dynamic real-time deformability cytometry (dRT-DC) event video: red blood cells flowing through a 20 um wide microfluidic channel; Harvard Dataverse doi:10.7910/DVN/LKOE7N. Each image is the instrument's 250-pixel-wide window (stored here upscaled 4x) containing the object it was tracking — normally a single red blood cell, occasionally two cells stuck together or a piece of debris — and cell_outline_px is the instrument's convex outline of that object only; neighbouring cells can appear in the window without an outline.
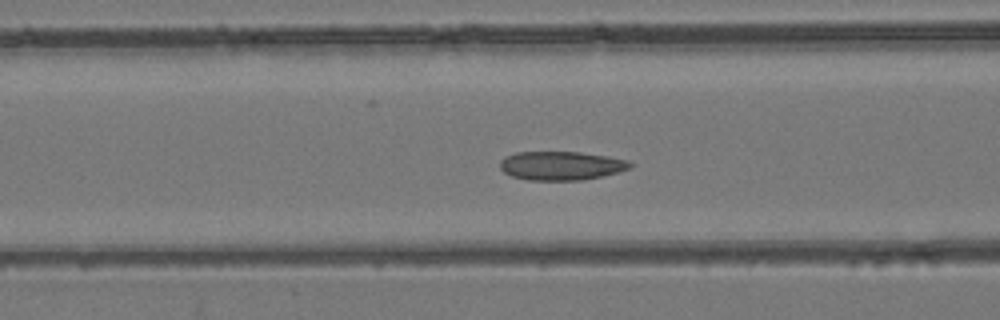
{"species": "common noctule bat (a hibernating species)", "species_latin": "Nyctalus noctula", "temperature_condition": "room temperature", "stored_images_in_passage": 43, "camera_frame_rate_fps": 3000, "um_per_image_px": 0.085, "animal": {"sex": "female", "body_mass_g": 24.6, "forearm_length_mm": 56.2}, "frame": {"image": 1, "passage_image": 11, "time_ms": 3.333, "image_size_px": [1000, 320], "cell_outline_px": [[632, 168], [620, 172], [580, 180], [528, 180], [512, 176], [504, 172], [500, 168], [500, 160], [504, 156], [516, 152], [580, 152], [608, 156], [628, 160], [632, 164]], "centroid_in_image_um": [47.7, 14.08], "position_along_channel_um": 118.9, "area_um2": 21.91}}
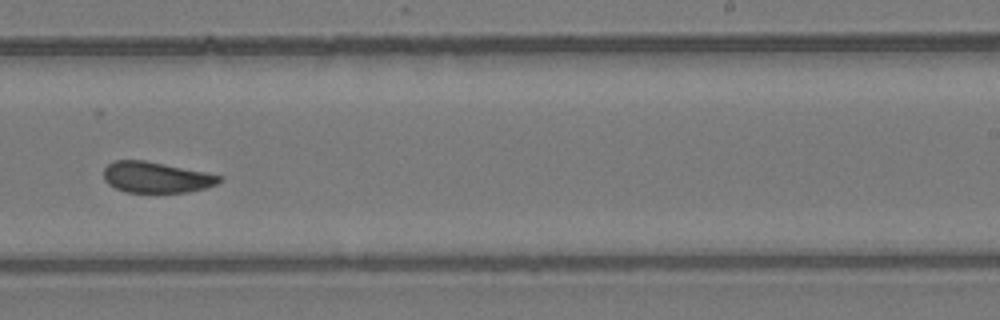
{"frame": {"image": 2, "passage_image": 23, "time_ms": 7.333, "image_size_px": [1000, 320], "cell_outline_px": [[224, 176], [216, 184], [204, 188], [188, 192], [124, 192], [108, 184], [104, 180], [104, 168], [108, 164], [116, 160], [144, 160]], "centroid_in_image_um": [13.24, 15.07], "position_along_channel_um": 275.8, "area_um2": 20.63}}
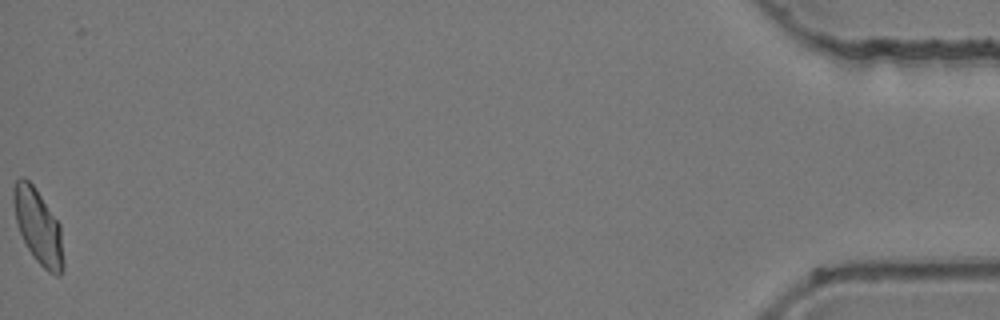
{"frame": {"image": 3, "passage_image": 43, "time_ms": 14.0, "image_size_px": [1000, 320], "cell_outline_px": [[64, 268], [60, 276], [56, 276], [48, 272], [32, 256], [20, 232], [16, 220], [12, 204], [12, 188], [16, 180], [20, 176], [24, 176], [36, 188], [60, 224], [64, 260]], "centroid_in_image_um": [3.24, 19.24], "position_along_channel_um": 432.0, "area_um2": 21.96}, "authors_computed_cell_mechanics": {"area_um2": 21.7328, "velocity_mm_per_s": 3.9231, "shape_relaxation_time_tau1_ms": null, "shape_relaxation_time_tau2_ms": 5.1874, "deformation_change_tau1": null, "deformation_change_tau2": 0.099}}